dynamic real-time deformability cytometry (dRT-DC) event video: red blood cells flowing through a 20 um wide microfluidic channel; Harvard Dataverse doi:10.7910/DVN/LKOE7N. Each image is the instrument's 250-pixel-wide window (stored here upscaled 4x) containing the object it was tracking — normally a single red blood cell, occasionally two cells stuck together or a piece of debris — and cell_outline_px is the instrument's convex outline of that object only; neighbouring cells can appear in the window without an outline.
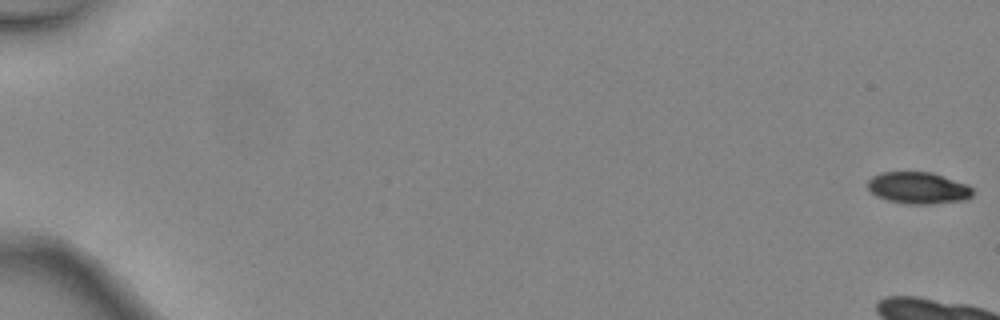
{"species": "common noctule bat (a hibernating species)", "species_latin": "Nyctalus noctula", "temperature_condition": "warm", "stored_images_in_passage": 8, "camera_frame_rate_fps": 3000, "um_per_image_px": 0.085, "animal": {"sex": "female", "body_mass_g": 24.6, "forearm_length_mm": 56.2}, "frame": {"image": 1, "passage_image": 1, "time_ms": 0.0, "image_size_px": [1000, 320], "cell_outline_px": [[972, 196], [964, 200], [932, 204], [908, 204], [888, 200], [876, 196], [868, 192], [868, 180], [872, 176], [880, 172], [932, 172], [968, 184], [972, 188]], "centroid_in_image_um": [78.03, 15.97], "position_along_channel_um": 7.0, "area_um2": 19.59}}